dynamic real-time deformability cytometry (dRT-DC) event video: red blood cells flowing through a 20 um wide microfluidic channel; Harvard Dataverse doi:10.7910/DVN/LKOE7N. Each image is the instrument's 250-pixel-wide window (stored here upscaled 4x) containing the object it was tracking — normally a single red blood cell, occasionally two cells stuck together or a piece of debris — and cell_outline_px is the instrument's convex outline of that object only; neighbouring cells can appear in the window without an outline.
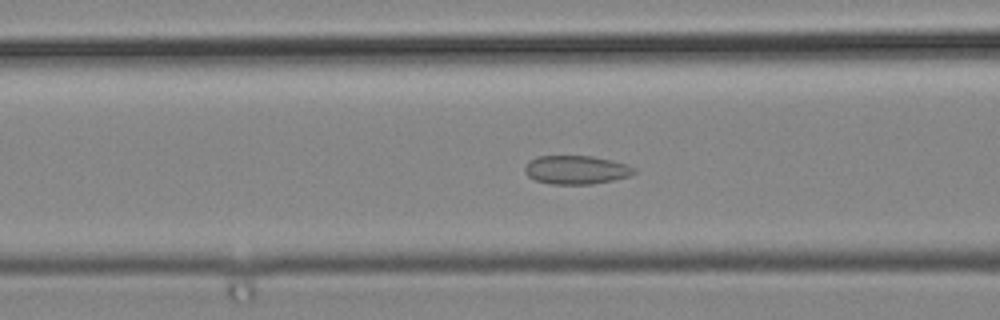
{"species": "common noctule bat (a hibernating species)", "species_latin": "Nyctalus noctula", "temperature_condition": "cold", "stored_images_in_passage": 48, "camera_frame_rate_fps": 3000, "um_per_image_px": 0.085, "animal": {"sex": "male", "body_mass_g": 19.2, "forearm_length_mm": 51.8}, "frame": {"image": 1, "passage_image": 19, "time_ms": 6.0, "image_size_px": [1000, 320], "cell_outline_px": [[636, 172], [628, 176], [612, 180], [592, 184], [552, 184], [536, 180], [528, 176], [524, 172], [524, 168], [528, 160], [536, 156], [592, 156], [612, 160], [636, 168]], "centroid_in_image_um": [48.94, 14.43], "position_along_channel_um": 117.7, "area_um2": 18.21}}
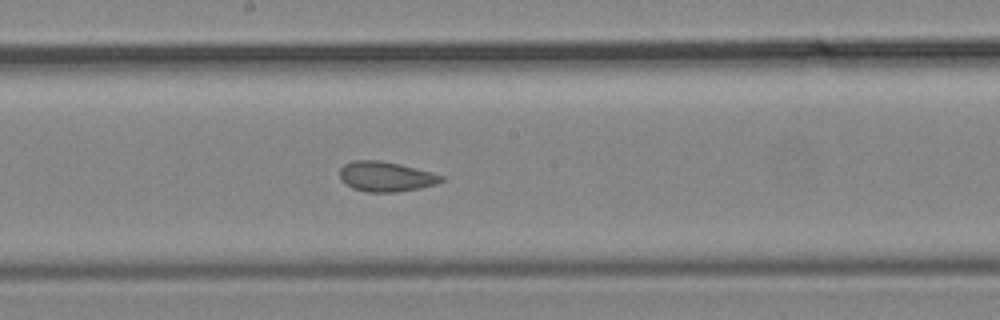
{"frame": {"image": 2, "passage_image": 26, "time_ms": 8.333, "image_size_px": [1000, 320], "cell_outline_px": [[444, 180], [436, 184], [420, 188], [396, 192], [368, 192], [352, 188], [340, 180], [340, 168], [344, 164], [352, 160], [380, 160], [400, 164], [432, 172], [444, 176]], "centroid_in_image_um": [32.79, 15.0], "position_along_channel_um": 215.4, "area_um2": 17.86}}
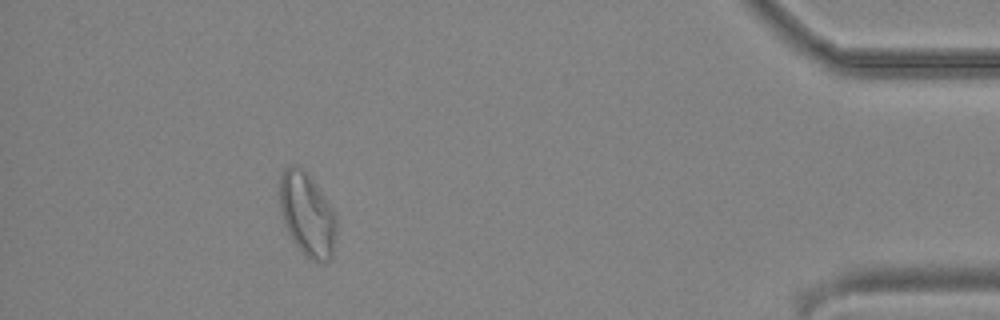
{"frame": {"image": 3, "passage_image": 44, "time_ms": 14.333, "image_size_px": [1000, 320], "cell_outline_px": [[336, 228], [332, 256], [328, 260], [316, 264], [304, 256], [292, 240], [288, 232], [280, 208], [280, 176], [284, 168], [292, 164], [300, 168], [312, 180], [332, 208], [336, 216]], "centroid_in_image_um": [26.1, 18.28], "position_along_channel_um": 409.1, "area_um2": 27.34}}